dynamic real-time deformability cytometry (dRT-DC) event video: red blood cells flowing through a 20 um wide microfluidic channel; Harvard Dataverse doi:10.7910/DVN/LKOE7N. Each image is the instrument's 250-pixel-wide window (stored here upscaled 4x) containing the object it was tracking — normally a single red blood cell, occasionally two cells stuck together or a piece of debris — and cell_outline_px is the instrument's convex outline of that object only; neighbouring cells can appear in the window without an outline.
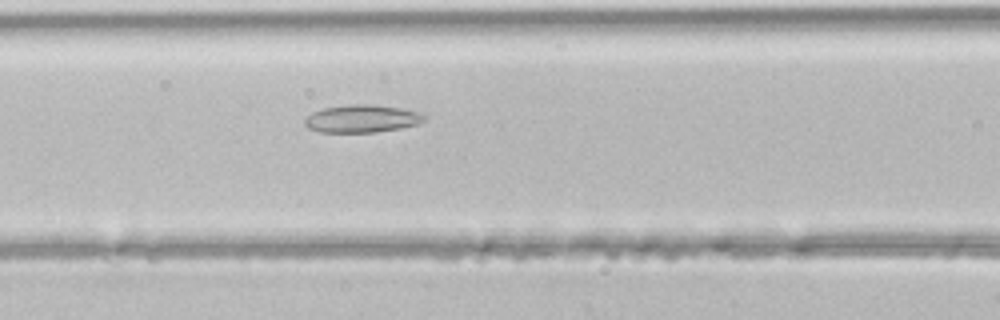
{"species": "common noctule bat (a hibernating species)", "species_latin": "Nyctalus noctula", "temperature_condition": "room temperature", "stored_images_in_passage": 29, "camera_frame_rate_fps": 3000, "um_per_image_px": 0.085, "animal": {"sex": "male", "body_mass_g": 21.5, "forearm_length_mm": 52.0}, "frame": {"image": 1, "passage_image": 8, "time_ms": 2.333, "image_size_px": [1000, 320], "cell_outline_px": [[424, 120], [416, 124], [400, 128], [376, 132], [320, 132], [308, 128], [304, 124], [304, 120], [312, 112], [324, 108], [348, 104], [372, 104], [400, 108], [416, 112], [424, 116]], "centroid_in_image_um": [30.7, 10.08], "position_along_channel_um": 135.9, "area_um2": 19.07}}
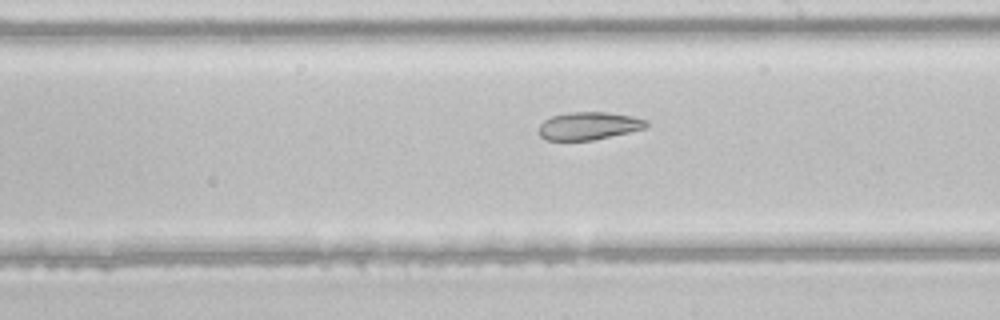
{"frame": {"image": 2, "passage_image": 15, "time_ms": 4.667, "image_size_px": [1000, 320], "cell_outline_px": [[648, 124], [644, 128], [628, 132], [592, 140], [544, 140], [540, 136], [540, 124], [544, 120], [552, 116], [568, 112], [604, 112], [632, 116], [648, 120]], "centroid_in_image_um": [50.02, 10.69], "position_along_channel_um": 239.0, "area_um2": 17.22}}
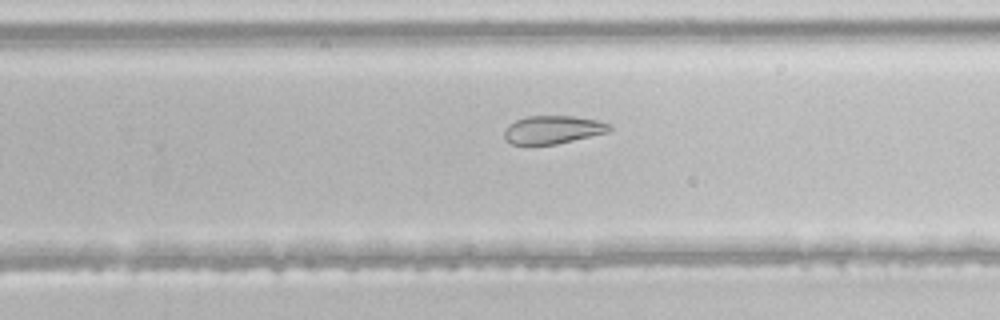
{"frame": {"image": 3, "passage_image": 18, "time_ms": 5.667, "image_size_px": [1000, 320], "cell_outline_px": [[612, 128], [608, 132], [556, 144], [512, 144], [504, 140], [504, 132], [508, 124], [516, 120], [528, 116], [576, 116], [596, 120], [612, 124]], "centroid_in_image_um": [46.99, 11.02], "position_along_channel_um": 282.8, "area_um2": 17.22}}